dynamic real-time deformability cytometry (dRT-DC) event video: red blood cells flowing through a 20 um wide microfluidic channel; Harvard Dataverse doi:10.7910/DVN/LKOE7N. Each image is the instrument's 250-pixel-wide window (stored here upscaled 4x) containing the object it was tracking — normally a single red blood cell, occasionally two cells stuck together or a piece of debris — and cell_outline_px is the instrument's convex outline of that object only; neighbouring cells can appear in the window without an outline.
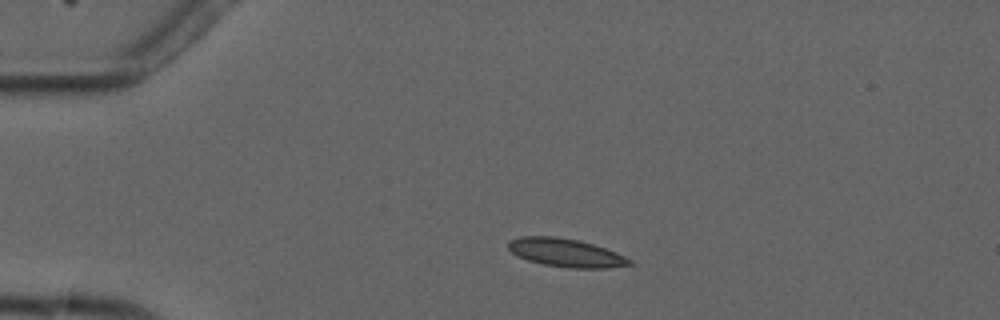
{"species": "common noctule bat (a hibernating species)", "species_latin": "Nyctalus noctula", "temperature_condition": "cold", "stored_images_in_passage": 4, "camera_frame_rate_fps": 3000, "um_per_image_px": 0.085, "animal": {"sex": "male", "forearm_length_mm": 52.5}, "frame": {"image": 1, "passage_image": 2, "time_ms": 1.333, "image_size_px": [1000, 320], "cell_outline_px": [[632, 264], [608, 268], [568, 268], [544, 264], [528, 260], [516, 256], [508, 248], [508, 240], [520, 236], [556, 236], [580, 240], [616, 252], [632, 260]], "centroid_in_image_um": [48.06, 21.47], "position_along_channel_um": 36.9, "area_um2": 20.06}}